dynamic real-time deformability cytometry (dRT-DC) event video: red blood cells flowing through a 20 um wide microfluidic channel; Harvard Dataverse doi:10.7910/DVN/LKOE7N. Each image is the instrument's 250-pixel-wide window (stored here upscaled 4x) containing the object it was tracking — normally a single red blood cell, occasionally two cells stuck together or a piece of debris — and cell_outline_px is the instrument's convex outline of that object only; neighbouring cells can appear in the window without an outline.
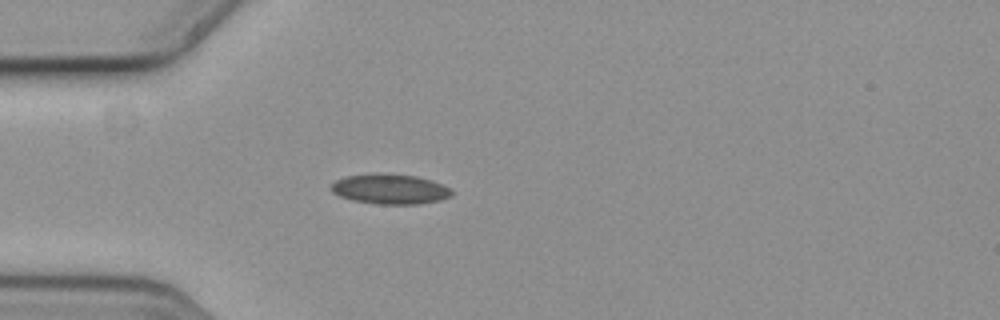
{"species": "common noctule bat (a hibernating species)", "species_latin": "Nyctalus noctula", "temperature_condition": "cold", "stored_images_in_passage": 4, "camera_frame_rate_fps": 3000, "um_per_image_px": 0.085, "animal": {"sex": "female", "body_mass_g": 19.3, "forearm_length_mm": 54.1}, "frame": {"image": 1, "passage_image": 4, "time_ms": 1.0, "image_size_px": [1000, 320], "cell_outline_px": [[452, 196], [440, 200], [420, 204], [376, 204], [352, 200], [340, 196], [332, 192], [328, 188], [336, 180], [344, 176], [380, 172], [416, 176], [432, 180], [448, 188], [452, 192]], "centroid_in_image_um": [33.11, 16.06], "position_along_channel_um": 51.9, "area_um2": 21.33}}